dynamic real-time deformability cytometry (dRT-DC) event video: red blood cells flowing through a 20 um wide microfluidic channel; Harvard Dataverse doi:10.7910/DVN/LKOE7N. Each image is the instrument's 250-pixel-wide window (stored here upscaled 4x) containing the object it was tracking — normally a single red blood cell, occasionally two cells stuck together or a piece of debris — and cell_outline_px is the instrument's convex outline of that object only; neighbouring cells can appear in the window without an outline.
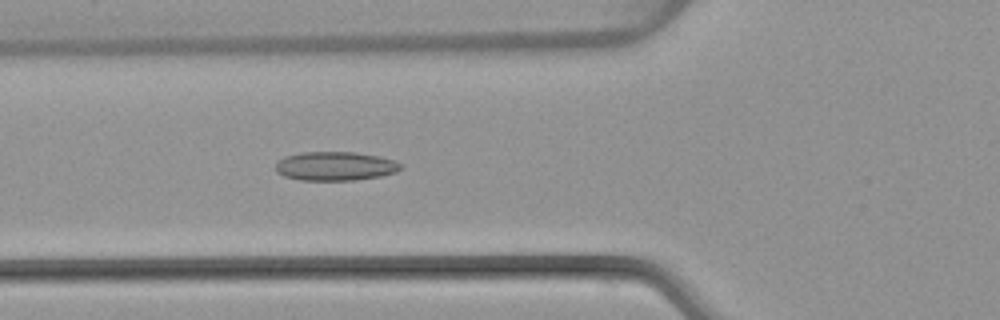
{"species": "common noctule bat (a hibernating species)", "species_latin": "Nyctalus noctula", "temperature_condition": "warm", "stored_images_in_passage": 51, "camera_frame_rate_fps": 3000, "um_per_image_px": 0.085, "animal": {"sex": "female", "body_mass_g": 22.7, "forearm_length_mm": 54.2}, "frame": {"image": 1, "passage_image": 19, "time_ms": 6.0, "image_size_px": [1000, 320], "cell_outline_px": [[400, 168], [396, 172], [380, 176], [356, 180], [300, 180], [284, 176], [276, 172], [276, 164], [284, 156], [304, 152], [356, 152], [380, 156], [392, 160], [400, 164]], "centroid_in_image_um": [28.48, 14.12], "position_along_channel_um": 97.3, "area_um2": 20.98}}
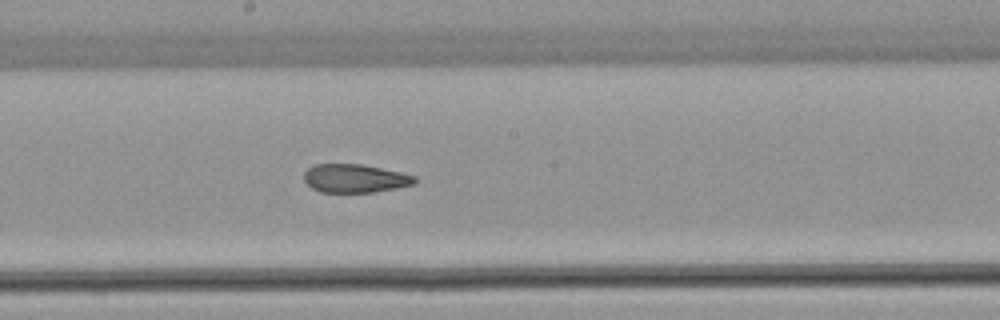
{"frame": {"image": 2, "passage_image": 28, "time_ms": 9.0, "image_size_px": [1000, 320], "cell_outline_px": [[416, 184], [396, 188], [372, 192], [320, 192], [312, 188], [304, 180], [304, 172], [308, 168], [316, 164], [364, 164], [400, 172], [416, 176]], "centroid_in_image_um": [30.18, 15.16], "position_along_channel_um": 218.0, "area_um2": 18.38}}
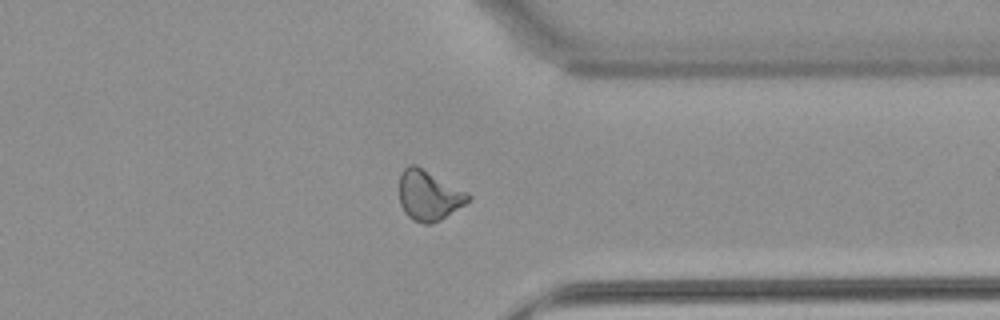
{"frame": {"image": 3, "passage_image": 40, "time_ms": 13.0, "image_size_px": [1000, 320], "cell_outline_px": [[472, 196], [464, 204], [440, 220], [432, 224], [424, 224], [412, 220], [404, 212], [400, 204], [400, 172], [408, 164], [416, 164], [468, 192]], "centroid_in_image_um": [36.43, 16.59], "position_along_channel_um": 375.0, "area_um2": 20.17}, "authors_computed_cell_mechanics": {"area_um2": 20.2878, "velocity_mm_per_s": 4.0109, "shape_relaxation_time_tau1_ms": null, "shape_relaxation_time_tau2_ms": 2.3552, "deformation_change_tau1": null, "deformation_change_tau2": 0.0912}}